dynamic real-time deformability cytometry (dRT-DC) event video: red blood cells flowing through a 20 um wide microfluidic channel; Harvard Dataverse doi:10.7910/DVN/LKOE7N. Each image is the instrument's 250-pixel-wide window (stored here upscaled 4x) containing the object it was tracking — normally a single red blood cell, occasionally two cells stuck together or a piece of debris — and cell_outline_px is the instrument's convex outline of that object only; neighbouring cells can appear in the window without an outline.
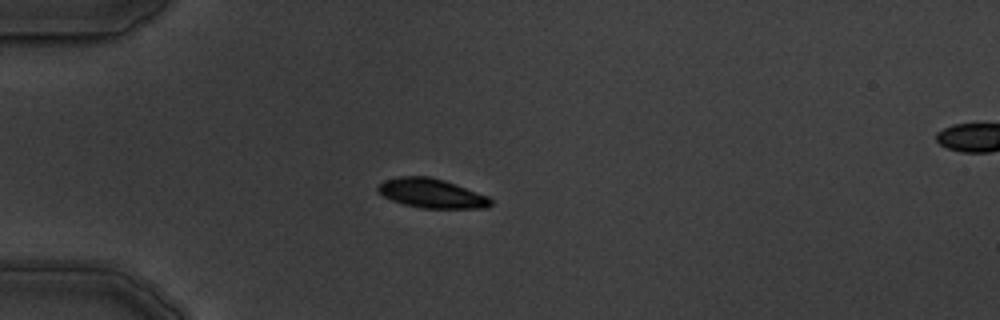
{"species": "common noctule bat (a hibernating species)", "species_latin": "Nyctalus noctula", "temperature_condition": "warm", "stored_images_in_passage": 5, "camera_frame_rate_fps": 3000, "um_per_image_px": 0.085, "animal": {"sex": "male", "body_mass_g": 19.5, "forearm_length_mm": 54.6}, "frame": {"image": 1, "passage_image": 3, "time_ms": 2.333, "image_size_px": [1000, 320], "cell_outline_px": [[492, 204], [488, 208], [420, 208], [404, 204], [392, 200], [376, 192], [376, 188], [384, 180], [400, 176], [428, 176], [444, 180], [488, 196], [492, 200]], "centroid_in_image_um": [36.67, 16.43], "position_along_channel_um": 48.3, "area_um2": 19.25}}
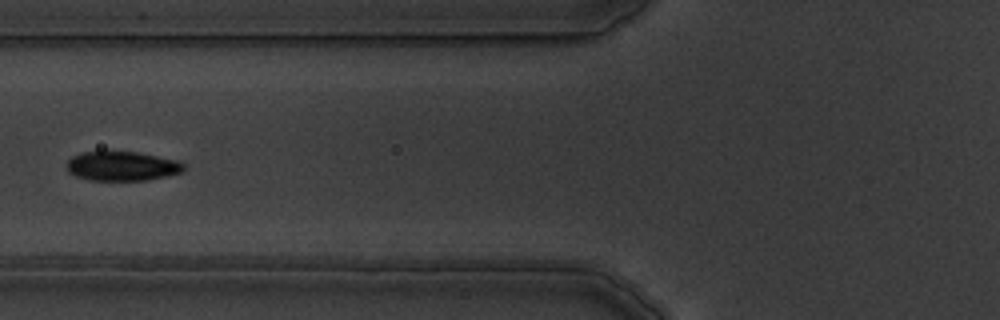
{"frame": {"image": 2, "passage_image": 5, "time_ms": 4.667, "image_size_px": [1000, 320], "cell_outline_px": [[184, 168], [180, 172], [148, 180], [88, 180], [76, 176], [68, 172], [68, 160], [72, 156], [84, 152], [136, 152], [176, 160], [184, 164]], "centroid_in_image_um": [10.34, 14.12], "position_along_channel_um": 115.5, "area_um2": 19.65}}